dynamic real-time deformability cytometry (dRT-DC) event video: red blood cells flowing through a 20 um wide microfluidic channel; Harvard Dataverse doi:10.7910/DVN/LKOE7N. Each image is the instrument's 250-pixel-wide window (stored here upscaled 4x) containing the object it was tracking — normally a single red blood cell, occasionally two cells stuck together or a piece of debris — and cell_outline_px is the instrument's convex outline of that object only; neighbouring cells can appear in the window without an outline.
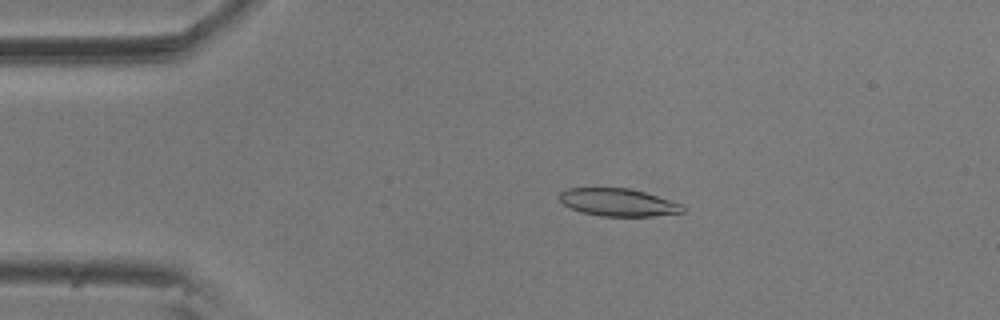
{"species": "common noctule bat (a hibernating species)", "species_latin": "Nyctalus noctula", "temperature_condition": "room temperature", "stored_images_in_passage": 11, "camera_frame_rate_fps": 3000, "um_per_image_px": 0.085, "animal": {"sex": "male", "body_mass_g": 20.5, "forearm_length_mm": 52.5}, "frame": {"image": 1, "passage_image": 6, "time_ms": 1.667, "image_size_px": [1000, 320], "cell_outline_px": [[684, 212], [652, 216], [600, 216], [580, 212], [564, 204], [560, 200], [560, 192], [568, 188], [632, 188], [684, 204]], "centroid_in_image_um": [52.57, 17.2], "position_along_channel_um": 32.4, "area_um2": 19.88}}